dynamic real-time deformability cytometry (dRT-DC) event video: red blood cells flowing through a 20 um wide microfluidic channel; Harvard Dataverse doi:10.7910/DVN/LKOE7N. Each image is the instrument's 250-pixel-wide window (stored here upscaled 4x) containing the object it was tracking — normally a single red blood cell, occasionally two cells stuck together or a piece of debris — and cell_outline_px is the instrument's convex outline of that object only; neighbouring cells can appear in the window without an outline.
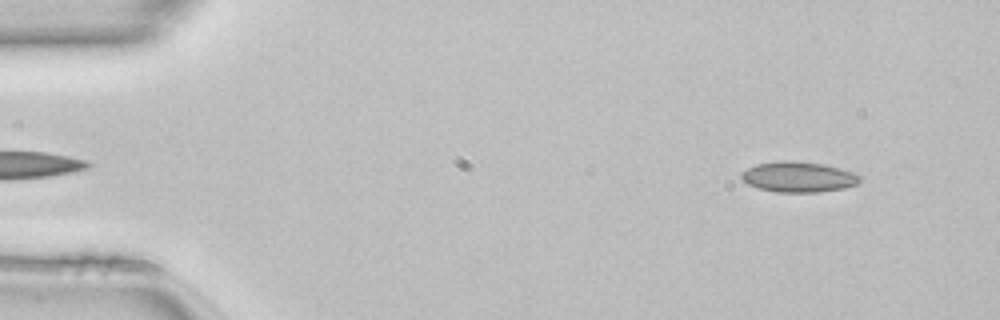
{"species": "common noctule bat (a hibernating species)", "species_latin": "Nyctalus noctula", "temperature_condition": "room temperature", "stored_images_in_passage": 27, "camera_frame_rate_fps": 3000, "um_per_image_px": 0.085, "animal": {"sex": "female", "body_mass_g": 22.7, "forearm_length_mm": 54.2}, "frame": {"image": 1, "passage_image": 3, "time_ms": 0.667, "image_size_px": [1000, 320], "cell_outline_px": [[860, 180], [856, 184], [844, 188], [816, 192], [776, 192], [760, 188], [748, 184], [740, 176], [740, 172], [756, 164], [784, 160], [788, 160], [824, 164], [856, 172], [860, 176]], "centroid_in_image_um": [67.87, 15.03], "position_along_channel_um": 17.1, "area_um2": 20.98}}
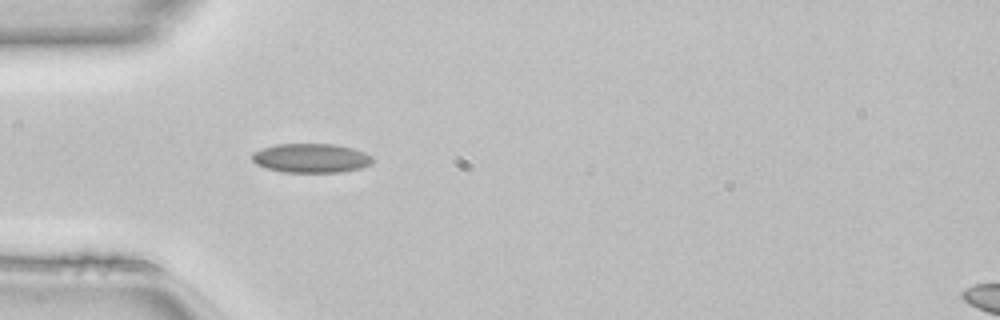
{"frame": {"image": 2, "passage_image": 13, "time_ms": 4.0, "image_size_px": [1000, 320], "cell_outline_px": [[372, 164], [360, 168], [340, 172], [284, 172], [268, 168], [256, 164], [252, 160], [252, 152], [260, 148], [276, 144], [332, 144], [352, 148], [364, 152], [372, 156]], "centroid_in_image_um": [26.42, 13.43], "position_along_channel_um": 58.6, "area_um2": 20.46}}
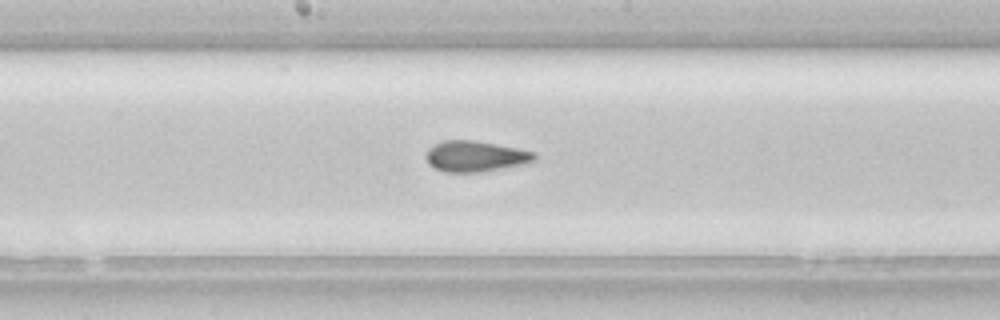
{"frame": {"image": 3, "passage_image": 24, "time_ms": 7.667, "image_size_px": [1000, 320], "cell_outline_px": [[536, 160], [524, 164], [476, 172], [444, 172], [428, 164], [424, 156], [428, 148], [444, 140], [476, 140], [536, 152]], "centroid_in_image_um": [40.38, 13.27], "position_along_channel_um": 207.8, "area_um2": 19.42}}